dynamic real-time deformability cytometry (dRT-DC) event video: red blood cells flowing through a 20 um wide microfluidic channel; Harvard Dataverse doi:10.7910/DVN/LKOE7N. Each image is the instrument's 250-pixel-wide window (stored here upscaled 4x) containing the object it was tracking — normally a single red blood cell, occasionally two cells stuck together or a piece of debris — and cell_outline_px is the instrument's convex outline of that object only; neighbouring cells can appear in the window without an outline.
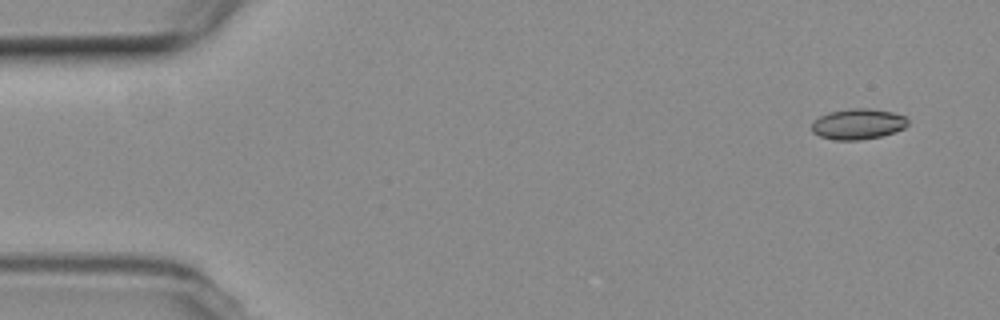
{"species": "common noctule bat (a hibernating species)", "species_latin": "Nyctalus noctula", "temperature_condition": "room temperature", "stored_images_in_passage": 6, "camera_frame_rate_fps": 3000, "um_per_image_px": 0.085, "animal": {"sex": "female", "body_mass_g": 19.3, "forearm_length_mm": 54.1}, "frame": {"image": 1, "passage_image": 1, "time_ms": 0.0, "image_size_px": [1000, 320], "cell_outline_px": [[908, 124], [904, 128], [896, 132], [880, 136], [860, 140], [832, 140], [820, 136], [812, 132], [812, 124], [820, 116], [828, 112], [848, 108], [868, 108], [892, 112], [904, 116], [908, 120]], "centroid_in_image_um": [72.93, 10.54], "position_along_channel_um": 12.1, "area_um2": 17.22}}
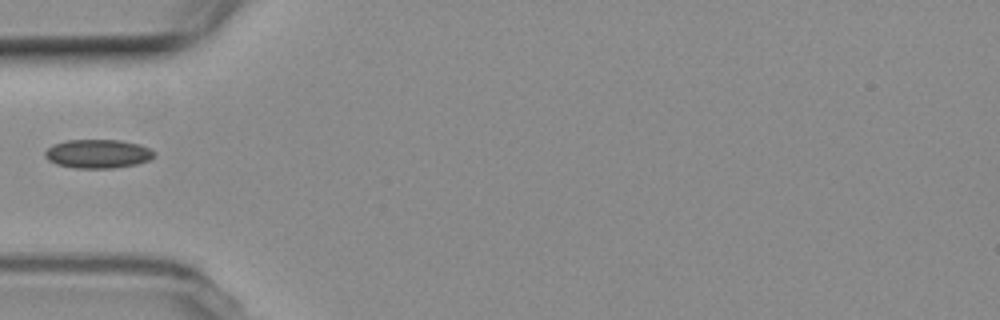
{"frame": {"image": 2, "passage_image": 5, "time_ms": 5.0, "image_size_px": [1000, 320], "cell_outline_px": [[156, 152], [148, 160], [136, 164], [112, 168], [72, 168], [56, 164], [48, 160], [44, 156], [44, 152], [52, 144], [68, 140], [120, 140], [140, 144]], "centroid_in_image_um": [8.28, 13.07], "position_along_channel_um": 76.7, "area_um2": 18.32}}
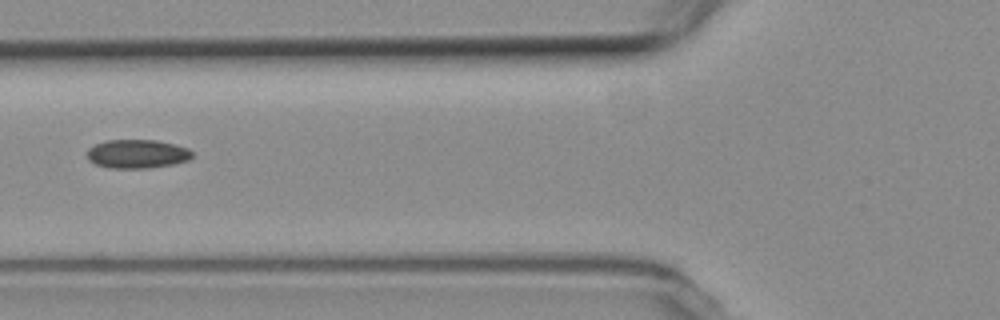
{"frame": {"image": 3, "passage_image": 6, "time_ms": 6.0, "image_size_px": [1000, 320], "cell_outline_px": [[192, 156], [188, 160], [172, 164], [148, 168], [108, 168], [96, 164], [88, 160], [88, 148], [104, 140], [156, 140], [188, 148], [192, 152]], "centroid_in_image_um": [11.63, 13.08], "position_along_channel_um": 114.2, "area_um2": 17.51}}